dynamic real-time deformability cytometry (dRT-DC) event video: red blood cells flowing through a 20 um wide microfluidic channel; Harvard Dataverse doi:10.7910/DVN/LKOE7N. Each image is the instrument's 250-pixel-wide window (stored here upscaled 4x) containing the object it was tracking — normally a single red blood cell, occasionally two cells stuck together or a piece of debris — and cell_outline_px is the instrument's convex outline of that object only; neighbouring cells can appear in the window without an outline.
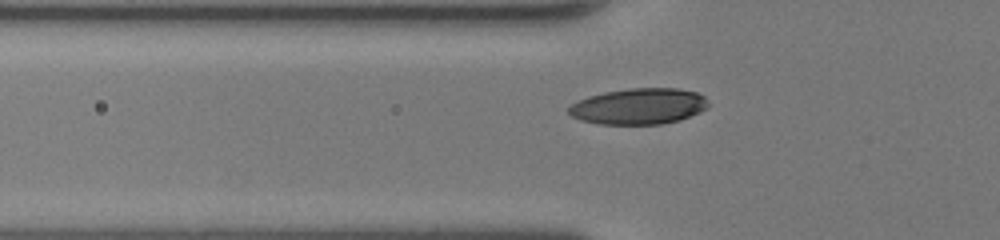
{"species": "human", "species_latin": "Homo sapiens", "temperature_condition": "room temperature", "stored_images_in_passage": 33, "camera_frame_rate_fps": 3000, "um_per_image_px": 0.085, "donor": {"sex": "female"}, "frame": {"image": 1, "passage_image": 2, "time_ms": 0.333, "image_size_px": [1000, 240], "cell_outline_px": [[708, 108], [700, 112], [680, 120], [664, 124], [596, 124], [580, 120], [572, 116], [568, 112], [568, 108], [572, 104], [588, 96], [604, 92], [628, 88], [680, 88], [696, 92], [704, 96], [708, 104]], "centroid_in_image_um": [54.31, 9.04], "position_along_channel_um": 71.5, "area_um2": 29.48}}
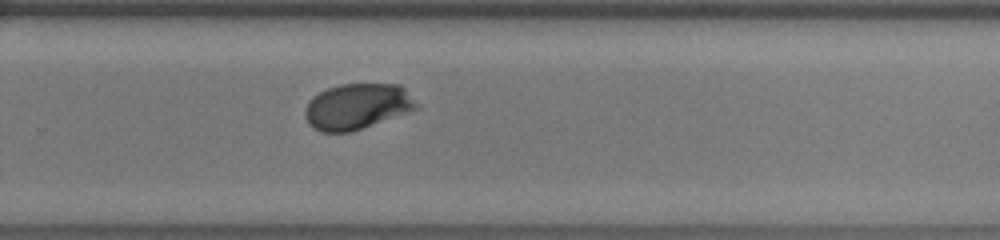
{"frame": {"image": 2, "passage_image": 18, "time_ms": 5.667, "image_size_px": [1000, 240], "cell_outline_px": [[420, 108], [352, 132], [320, 132], [312, 128], [308, 124], [304, 116], [304, 108], [308, 100], [312, 96], [328, 88], [340, 84], [400, 84], [420, 104]], "centroid_in_image_um": [30.35, 9.05], "position_along_channel_um": 299.5, "area_um2": 30.17}}
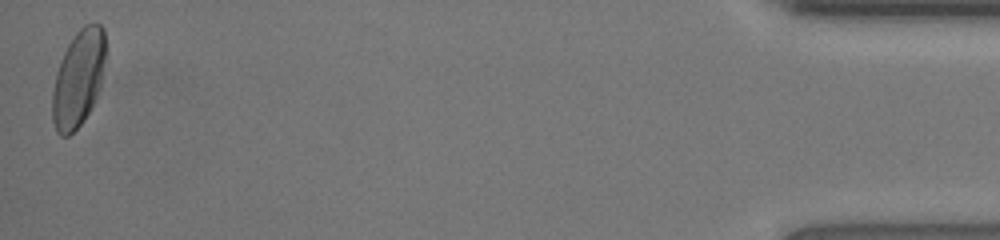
{"frame": {"image": 3, "passage_image": 33, "time_ms": 10.667, "image_size_px": [1000, 240], "cell_outline_px": [[104, 60], [100, 88], [84, 120], [68, 136], [60, 136], [56, 132], [52, 120], [52, 92], [56, 72], [60, 60], [68, 44], [76, 32], [84, 24], [100, 24], [104, 28]], "centroid_in_image_um": [6.63, 6.68], "position_along_channel_um": 428.6, "area_um2": 29.71}, "authors_computed_cell_mechanics": {"area_um2": 29.478, "velocity_mm_per_s": 4.299, "shape_relaxation_time_tau1_ms": 2.4715, "shape_relaxation_time_tau2_ms": null, "deformation_change_tau1": 0.1397, "deformation_change_tau2": null}}